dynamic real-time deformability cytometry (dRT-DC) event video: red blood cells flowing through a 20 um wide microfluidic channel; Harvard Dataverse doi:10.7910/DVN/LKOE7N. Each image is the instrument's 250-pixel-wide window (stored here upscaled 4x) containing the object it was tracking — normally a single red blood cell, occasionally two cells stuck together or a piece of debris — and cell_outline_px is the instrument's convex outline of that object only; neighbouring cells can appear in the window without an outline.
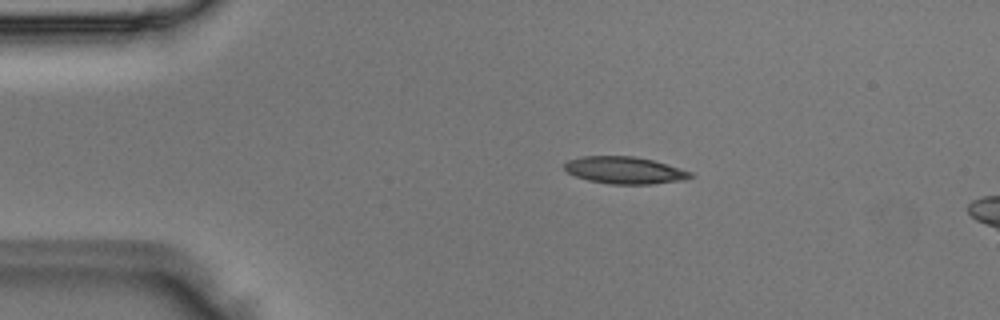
{"species": "Egyptian fruit bat (a non-hibernating species)", "species_latin": "Rousettus aegyptiacus", "temperature_condition": "room temperature", "stored_images_in_passage": 3, "camera_frame_rate_fps": 3000, "um_per_image_px": 0.085, "animal": {"sex": "male"}, "frame": {"image": 1, "passage_image": 1, "time_ms": 0.0, "image_size_px": [1000, 320], "cell_outline_px": [[696, 176], [684, 180], [652, 184], [612, 184], [588, 180], [576, 176], [568, 172], [564, 168], [564, 164], [568, 160], [580, 156], [636, 156], [652, 160], [680, 168], [692, 172]], "centroid_in_image_um": [53.12, 14.47], "position_along_channel_um": 31.9, "area_um2": 19.94}}